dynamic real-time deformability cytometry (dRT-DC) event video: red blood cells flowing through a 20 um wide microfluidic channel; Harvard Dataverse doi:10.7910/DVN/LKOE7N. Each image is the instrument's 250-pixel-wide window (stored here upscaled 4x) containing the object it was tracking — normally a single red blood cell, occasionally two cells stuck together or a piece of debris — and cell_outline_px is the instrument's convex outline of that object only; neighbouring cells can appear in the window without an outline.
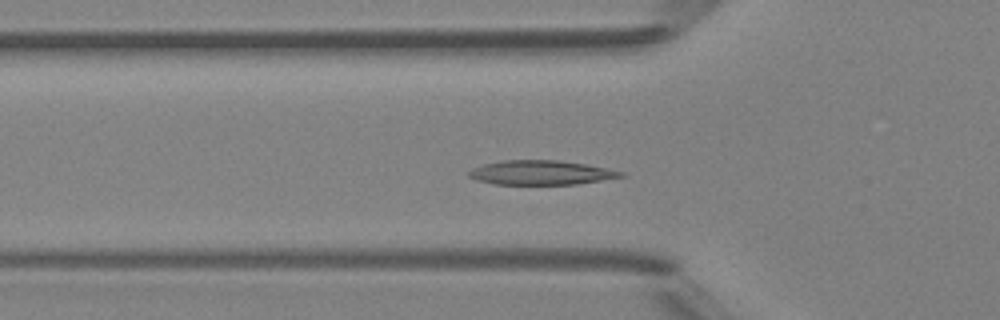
{"species": "Egyptian fruit bat (a non-hibernating species)", "species_latin": "Rousettus aegyptiacus", "temperature_condition": "room temperature", "stored_images_in_passage": 45, "camera_frame_rate_fps": 3000, "um_per_image_px": 0.085, "animal": {"sex": "female"}, "frame": {"image": 1, "passage_image": 12, "time_ms": 3.667, "image_size_px": [1000, 320], "cell_outline_px": [[628, 176], [576, 184], [496, 184], [476, 180], [468, 176], [468, 172], [472, 168], [484, 164], [500, 160], [556, 160], [584, 164], [624, 172]], "centroid_in_image_um": [45.96, 14.67], "position_along_channel_um": 79.8, "area_um2": 21.44}}
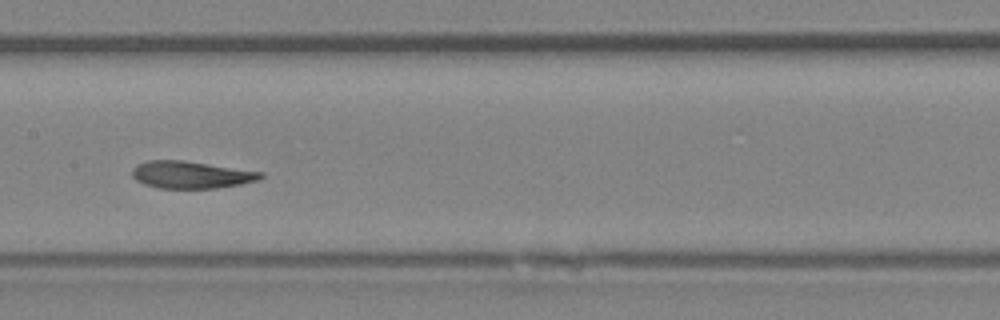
{"frame": {"image": 2, "passage_image": 20, "time_ms": 6.333, "image_size_px": [1000, 320], "cell_outline_px": [[264, 176], [256, 180], [240, 184], [216, 188], [160, 188], [144, 184], [136, 180], [132, 176], [132, 168], [136, 164], [148, 160], [184, 160], [264, 172]], "centroid_in_image_um": [16.21, 14.84], "position_along_channel_um": 191.2, "area_um2": 20.4}}
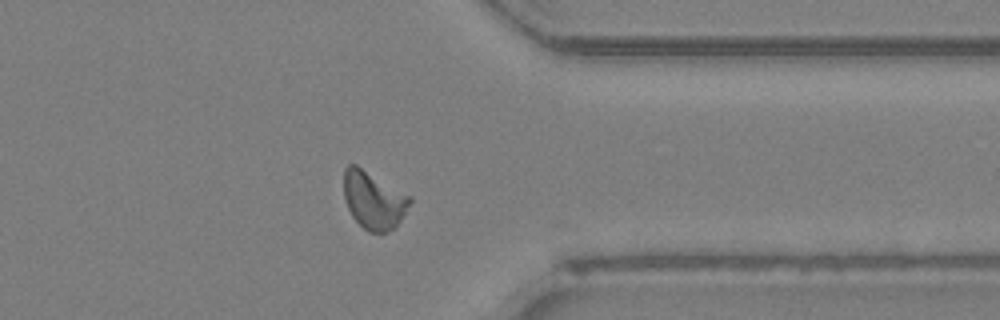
{"frame": {"image": 3, "passage_image": 34, "time_ms": 11.0, "image_size_px": [1000, 320], "cell_outline_px": [[412, 200], [396, 228], [384, 232], [368, 232], [352, 216], [344, 200], [344, 168], [348, 164], [356, 164], [412, 196]], "centroid_in_image_um": [31.76, 16.99], "position_along_channel_um": 379.6, "area_um2": 22.31}, "authors_computed_cell_mechanics": {"area_um2": 21.2704, "velocity_mm_per_s": 4.1825, "shape_relaxation_time_tau1_ms": 3.239, "shape_relaxation_time_tau2_ms": 1.3876, "deformation_change_tau1": 0.1346, "deformation_change_tau2": 0.0641}}